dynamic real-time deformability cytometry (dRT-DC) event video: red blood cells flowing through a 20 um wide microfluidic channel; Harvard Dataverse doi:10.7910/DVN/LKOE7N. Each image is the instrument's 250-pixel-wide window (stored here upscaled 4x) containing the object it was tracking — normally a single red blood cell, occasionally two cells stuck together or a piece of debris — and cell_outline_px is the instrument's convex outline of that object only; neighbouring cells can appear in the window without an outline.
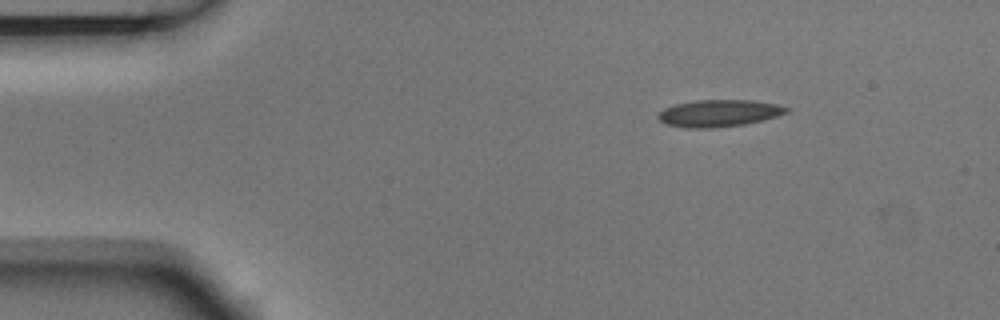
{"species": "Egyptian fruit bat (a non-hibernating species)", "species_latin": "Rousettus aegyptiacus", "temperature_condition": "room temperature", "stored_images_in_passage": 3, "camera_frame_rate_fps": 3000, "um_per_image_px": 0.085, "animal": {"sex": "male"}, "frame": {"image": 1, "passage_image": 1, "time_ms": 0.0, "image_size_px": [1000, 320], "cell_outline_px": [[792, 108], [788, 112], [764, 120], [744, 124], [716, 128], [684, 128], [668, 124], [660, 120], [656, 116], [664, 108], [676, 104], [696, 100], [752, 100], [776, 104]], "centroid_in_image_um": [61.13, 9.62], "position_along_channel_um": 23.9, "area_um2": 20.23}}
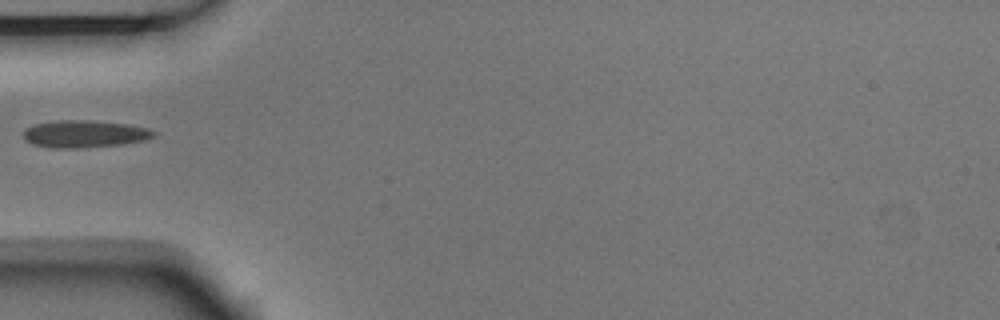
{"frame": {"image": 2, "passage_image": 3, "time_ms": 0.667, "image_size_px": [1000, 320], "cell_outline_px": [[156, 136], [144, 140], [124, 144], [72, 148], [48, 148], [32, 144], [24, 136], [24, 128], [32, 124], [60, 120], [84, 120], [128, 124], [144, 128], [156, 132]], "centroid_in_image_um": [7.15, 11.38], "position_along_channel_um": 77.9, "area_um2": 20.58}}